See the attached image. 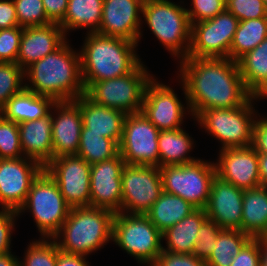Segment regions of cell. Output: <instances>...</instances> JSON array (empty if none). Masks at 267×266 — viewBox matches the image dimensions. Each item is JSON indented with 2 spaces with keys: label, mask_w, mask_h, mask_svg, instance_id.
Here are the masks:
<instances>
[{
  "label": "cell",
  "mask_w": 267,
  "mask_h": 266,
  "mask_svg": "<svg viewBox=\"0 0 267 266\" xmlns=\"http://www.w3.org/2000/svg\"><path fill=\"white\" fill-rule=\"evenodd\" d=\"M180 60L187 109L195 117L210 108L243 106L253 96L244 85L237 61L195 57Z\"/></svg>",
  "instance_id": "obj_1"
},
{
  "label": "cell",
  "mask_w": 267,
  "mask_h": 266,
  "mask_svg": "<svg viewBox=\"0 0 267 266\" xmlns=\"http://www.w3.org/2000/svg\"><path fill=\"white\" fill-rule=\"evenodd\" d=\"M24 76L31 83L24 85L26 90L55 102L75 100L85 94L80 53L72 50L67 41L25 69Z\"/></svg>",
  "instance_id": "obj_2"
},
{
  "label": "cell",
  "mask_w": 267,
  "mask_h": 266,
  "mask_svg": "<svg viewBox=\"0 0 267 266\" xmlns=\"http://www.w3.org/2000/svg\"><path fill=\"white\" fill-rule=\"evenodd\" d=\"M136 47L137 43L124 38L88 32L79 52L85 89L91 83L130 73L141 62Z\"/></svg>",
  "instance_id": "obj_3"
},
{
  "label": "cell",
  "mask_w": 267,
  "mask_h": 266,
  "mask_svg": "<svg viewBox=\"0 0 267 266\" xmlns=\"http://www.w3.org/2000/svg\"><path fill=\"white\" fill-rule=\"evenodd\" d=\"M114 216L103 208L73 207L53 239L61 251L87 256L112 240Z\"/></svg>",
  "instance_id": "obj_4"
},
{
  "label": "cell",
  "mask_w": 267,
  "mask_h": 266,
  "mask_svg": "<svg viewBox=\"0 0 267 266\" xmlns=\"http://www.w3.org/2000/svg\"><path fill=\"white\" fill-rule=\"evenodd\" d=\"M186 10L169 0H144L141 12L161 44L182 59L187 58L191 44V24Z\"/></svg>",
  "instance_id": "obj_5"
},
{
  "label": "cell",
  "mask_w": 267,
  "mask_h": 266,
  "mask_svg": "<svg viewBox=\"0 0 267 266\" xmlns=\"http://www.w3.org/2000/svg\"><path fill=\"white\" fill-rule=\"evenodd\" d=\"M152 76L140 62L130 73L91 83L85 95L93 102L122 111L126 115L141 112L144 93Z\"/></svg>",
  "instance_id": "obj_6"
},
{
  "label": "cell",
  "mask_w": 267,
  "mask_h": 266,
  "mask_svg": "<svg viewBox=\"0 0 267 266\" xmlns=\"http://www.w3.org/2000/svg\"><path fill=\"white\" fill-rule=\"evenodd\" d=\"M29 209L42 236L53 239L68 217L71 207L65 202L56 181L44 169L33 181L25 203L17 212Z\"/></svg>",
  "instance_id": "obj_7"
},
{
  "label": "cell",
  "mask_w": 267,
  "mask_h": 266,
  "mask_svg": "<svg viewBox=\"0 0 267 266\" xmlns=\"http://www.w3.org/2000/svg\"><path fill=\"white\" fill-rule=\"evenodd\" d=\"M112 240L141 264L150 266L163 251L162 233L146 214L115 213Z\"/></svg>",
  "instance_id": "obj_8"
},
{
  "label": "cell",
  "mask_w": 267,
  "mask_h": 266,
  "mask_svg": "<svg viewBox=\"0 0 267 266\" xmlns=\"http://www.w3.org/2000/svg\"><path fill=\"white\" fill-rule=\"evenodd\" d=\"M163 192L177 195L196 209H205L210 195L215 163L198 159L194 162L159 167Z\"/></svg>",
  "instance_id": "obj_9"
},
{
  "label": "cell",
  "mask_w": 267,
  "mask_h": 266,
  "mask_svg": "<svg viewBox=\"0 0 267 266\" xmlns=\"http://www.w3.org/2000/svg\"><path fill=\"white\" fill-rule=\"evenodd\" d=\"M252 96L243 106L236 108H210L201 111L195 118L220 140L222 149L248 147L252 145L254 109Z\"/></svg>",
  "instance_id": "obj_10"
},
{
  "label": "cell",
  "mask_w": 267,
  "mask_h": 266,
  "mask_svg": "<svg viewBox=\"0 0 267 266\" xmlns=\"http://www.w3.org/2000/svg\"><path fill=\"white\" fill-rule=\"evenodd\" d=\"M121 187L120 213L146 214L163 192L159 167L125 164Z\"/></svg>",
  "instance_id": "obj_11"
},
{
  "label": "cell",
  "mask_w": 267,
  "mask_h": 266,
  "mask_svg": "<svg viewBox=\"0 0 267 266\" xmlns=\"http://www.w3.org/2000/svg\"><path fill=\"white\" fill-rule=\"evenodd\" d=\"M239 20L225 10L211 19L191 24V44L187 57L229 58Z\"/></svg>",
  "instance_id": "obj_12"
},
{
  "label": "cell",
  "mask_w": 267,
  "mask_h": 266,
  "mask_svg": "<svg viewBox=\"0 0 267 266\" xmlns=\"http://www.w3.org/2000/svg\"><path fill=\"white\" fill-rule=\"evenodd\" d=\"M159 133L142 112L126 115L119 144L125 164L159 167Z\"/></svg>",
  "instance_id": "obj_13"
},
{
  "label": "cell",
  "mask_w": 267,
  "mask_h": 266,
  "mask_svg": "<svg viewBox=\"0 0 267 266\" xmlns=\"http://www.w3.org/2000/svg\"><path fill=\"white\" fill-rule=\"evenodd\" d=\"M44 169L56 181L65 202L71 207L90 206L91 165L77 155L53 158Z\"/></svg>",
  "instance_id": "obj_14"
},
{
  "label": "cell",
  "mask_w": 267,
  "mask_h": 266,
  "mask_svg": "<svg viewBox=\"0 0 267 266\" xmlns=\"http://www.w3.org/2000/svg\"><path fill=\"white\" fill-rule=\"evenodd\" d=\"M43 170L40 163L30 158L0 159V205L3 210L18 212L33 181Z\"/></svg>",
  "instance_id": "obj_15"
},
{
  "label": "cell",
  "mask_w": 267,
  "mask_h": 266,
  "mask_svg": "<svg viewBox=\"0 0 267 266\" xmlns=\"http://www.w3.org/2000/svg\"><path fill=\"white\" fill-rule=\"evenodd\" d=\"M125 162L120 154L112 159L91 165L90 206L121 211V173Z\"/></svg>",
  "instance_id": "obj_16"
},
{
  "label": "cell",
  "mask_w": 267,
  "mask_h": 266,
  "mask_svg": "<svg viewBox=\"0 0 267 266\" xmlns=\"http://www.w3.org/2000/svg\"><path fill=\"white\" fill-rule=\"evenodd\" d=\"M184 106L173 89L151 79L146 86L141 112L160 131L181 128Z\"/></svg>",
  "instance_id": "obj_17"
},
{
  "label": "cell",
  "mask_w": 267,
  "mask_h": 266,
  "mask_svg": "<svg viewBox=\"0 0 267 266\" xmlns=\"http://www.w3.org/2000/svg\"><path fill=\"white\" fill-rule=\"evenodd\" d=\"M244 190L224 181L219 176L213 178L205 212L209 220L222 229L241 230Z\"/></svg>",
  "instance_id": "obj_18"
},
{
  "label": "cell",
  "mask_w": 267,
  "mask_h": 266,
  "mask_svg": "<svg viewBox=\"0 0 267 266\" xmlns=\"http://www.w3.org/2000/svg\"><path fill=\"white\" fill-rule=\"evenodd\" d=\"M216 175L243 190L261 185L258 153L251 147L220 150Z\"/></svg>",
  "instance_id": "obj_19"
},
{
  "label": "cell",
  "mask_w": 267,
  "mask_h": 266,
  "mask_svg": "<svg viewBox=\"0 0 267 266\" xmlns=\"http://www.w3.org/2000/svg\"><path fill=\"white\" fill-rule=\"evenodd\" d=\"M144 0H104L98 34L119 37L134 43L141 38V20ZM139 12V13H138Z\"/></svg>",
  "instance_id": "obj_20"
},
{
  "label": "cell",
  "mask_w": 267,
  "mask_h": 266,
  "mask_svg": "<svg viewBox=\"0 0 267 266\" xmlns=\"http://www.w3.org/2000/svg\"><path fill=\"white\" fill-rule=\"evenodd\" d=\"M52 108L58 111L52 119L53 158L76 155L83 126L80 100L57 101Z\"/></svg>",
  "instance_id": "obj_21"
},
{
  "label": "cell",
  "mask_w": 267,
  "mask_h": 266,
  "mask_svg": "<svg viewBox=\"0 0 267 266\" xmlns=\"http://www.w3.org/2000/svg\"><path fill=\"white\" fill-rule=\"evenodd\" d=\"M66 41V36L59 24L25 27L20 39L16 64L23 70L33 63L53 53Z\"/></svg>",
  "instance_id": "obj_22"
},
{
  "label": "cell",
  "mask_w": 267,
  "mask_h": 266,
  "mask_svg": "<svg viewBox=\"0 0 267 266\" xmlns=\"http://www.w3.org/2000/svg\"><path fill=\"white\" fill-rule=\"evenodd\" d=\"M83 126L87 133L102 134L105 138L114 140L118 145L123 135V125L126 114L122 111L99 105L85 94L78 97Z\"/></svg>",
  "instance_id": "obj_23"
},
{
  "label": "cell",
  "mask_w": 267,
  "mask_h": 266,
  "mask_svg": "<svg viewBox=\"0 0 267 266\" xmlns=\"http://www.w3.org/2000/svg\"><path fill=\"white\" fill-rule=\"evenodd\" d=\"M23 156L45 167L53 159L51 113L34 121L18 124Z\"/></svg>",
  "instance_id": "obj_24"
},
{
  "label": "cell",
  "mask_w": 267,
  "mask_h": 266,
  "mask_svg": "<svg viewBox=\"0 0 267 266\" xmlns=\"http://www.w3.org/2000/svg\"><path fill=\"white\" fill-rule=\"evenodd\" d=\"M54 103L52 98L37 95L24 88L8 100L0 110V114L5 119L17 124L34 121L47 116Z\"/></svg>",
  "instance_id": "obj_25"
},
{
  "label": "cell",
  "mask_w": 267,
  "mask_h": 266,
  "mask_svg": "<svg viewBox=\"0 0 267 266\" xmlns=\"http://www.w3.org/2000/svg\"><path fill=\"white\" fill-rule=\"evenodd\" d=\"M242 205L241 231L252 238L267 236V187L244 190Z\"/></svg>",
  "instance_id": "obj_26"
},
{
  "label": "cell",
  "mask_w": 267,
  "mask_h": 266,
  "mask_svg": "<svg viewBox=\"0 0 267 266\" xmlns=\"http://www.w3.org/2000/svg\"><path fill=\"white\" fill-rule=\"evenodd\" d=\"M207 219L204 209H195L180 222L165 230L162 233V239H166L167 248L163 247V250L179 254H192L197 241V233Z\"/></svg>",
  "instance_id": "obj_27"
},
{
  "label": "cell",
  "mask_w": 267,
  "mask_h": 266,
  "mask_svg": "<svg viewBox=\"0 0 267 266\" xmlns=\"http://www.w3.org/2000/svg\"><path fill=\"white\" fill-rule=\"evenodd\" d=\"M196 208L177 195L162 192L146 213L150 221L163 233L187 217Z\"/></svg>",
  "instance_id": "obj_28"
},
{
  "label": "cell",
  "mask_w": 267,
  "mask_h": 266,
  "mask_svg": "<svg viewBox=\"0 0 267 266\" xmlns=\"http://www.w3.org/2000/svg\"><path fill=\"white\" fill-rule=\"evenodd\" d=\"M104 0H68L63 21L59 24L64 34L68 30L89 28V33H97L102 20Z\"/></svg>",
  "instance_id": "obj_29"
},
{
  "label": "cell",
  "mask_w": 267,
  "mask_h": 266,
  "mask_svg": "<svg viewBox=\"0 0 267 266\" xmlns=\"http://www.w3.org/2000/svg\"><path fill=\"white\" fill-rule=\"evenodd\" d=\"M192 139L182 129L160 131L158 136L159 167L183 165L198 159L186 156L192 149Z\"/></svg>",
  "instance_id": "obj_30"
},
{
  "label": "cell",
  "mask_w": 267,
  "mask_h": 266,
  "mask_svg": "<svg viewBox=\"0 0 267 266\" xmlns=\"http://www.w3.org/2000/svg\"><path fill=\"white\" fill-rule=\"evenodd\" d=\"M237 62L246 89L255 96L267 83V37Z\"/></svg>",
  "instance_id": "obj_31"
},
{
  "label": "cell",
  "mask_w": 267,
  "mask_h": 266,
  "mask_svg": "<svg viewBox=\"0 0 267 266\" xmlns=\"http://www.w3.org/2000/svg\"><path fill=\"white\" fill-rule=\"evenodd\" d=\"M267 37V17L239 21L229 52V58L238 61L256 48Z\"/></svg>",
  "instance_id": "obj_32"
},
{
  "label": "cell",
  "mask_w": 267,
  "mask_h": 266,
  "mask_svg": "<svg viewBox=\"0 0 267 266\" xmlns=\"http://www.w3.org/2000/svg\"><path fill=\"white\" fill-rule=\"evenodd\" d=\"M119 154V145L102 134L87 133L82 126L77 156L82 157L90 165L106 161Z\"/></svg>",
  "instance_id": "obj_33"
},
{
  "label": "cell",
  "mask_w": 267,
  "mask_h": 266,
  "mask_svg": "<svg viewBox=\"0 0 267 266\" xmlns=\"http://www.w3.org/2000/svg\"><path fill=\"white\" fill-rule=\"evenodd\" d=\"M252 237L241 230L223 229L217 239L216 246L206 266H230L233 258Z\"/></svg>",
  "instance_id": "obj_34"
},
{
  "label": "cell",
  "mask_w": 267,
  "mask_h": 266,
  "mask_svg": "<svg viewBox=\"0 0 267 266\" xmlns=\"http://www.w3.org/2000/svg\"><path fill=\"white\" fill-rule=\"evenodd\" d=\"M24 70L16 63L0 62V110L24 89Z\"/></svg>",
  "instance_id": "obj_35"
},
{
  "label": "cell",
  "mask_w": 267,
  "mask_h": 266,
  "mask_svg": "<svg viewBox=\"0 0 267 266\" xmlns=\"http://www.w3.org/2000/svg\"><path fill=\"white\" fill-rule=\"evenodd\" d=\"M43 238L30 243L24 261H19V266H56L57 252L60 249L54 239L49 242Z\"/></svg>",
  "instance_id": "obj_36"
},
{
  "label": "cell",
  "mask_w": 267,
  "mask_h": 266,
  "mask_svg": "<svg viewBox=\"0 0 267 266\" xmlns=\"http://www.w3.org/2000/svg\"><path fill=\"white\" fill-rule=\"evenodd\" d=\"M20 27L45 26L48 20L42 0H13Z\"/></svg>",
  "instance_id": "obj_37"
},
{
  "label": "cell",
  "mask_w": 267,
  "mask_h": 266,
  "mask_svg": "<svg viewBox=\"0 0 267 266\" xmlns=\"http://www.w3.org/2000/svg\"><path fill=\"white\" fill-rule=\"evenodd\" d=\"M22 153L18 124L0 114V159H17Z\"/></svg>",
  "instance_id": "obj_38"
},
{
  "label": "cell",
  "mask_w": 267,
  "mask_h": 266,
  "mask_svg": "<svg viewBox=\"0 0 267 266\" xmlns=\"http://www.w3.org/2000/svg\"><path fill=\"white\" fill-rule=\"evenodd\" d=\"M223 229L214 221L207 219L197 233L192 255L206 261L216 246V239Z\"/></svg>",
  "instance_id": "obj_39"
},
{
  "label": "cell",
  "mask_w": 267,
  "mask_h": 266,
  "mask_svg": "<svg viewBox=\"0 0 267 266\" xmlns=\"http://www.w3.org/2000/svg\"><path fill=\"white\" fill-rule=\"evenodd\" d=\"M226 10L239 21L267 17L263 0H226Z\"/></svg>",
  "instance_id": "obj_40"
},
{
  "label": "cell",
  "mask_w": 267,
  "mask_h": 266,
  "mask_svg": "<svg viewBox=\"0 0 267 266\" xmlns=\"http://www.w3.org/2000/svg\"><path fill=\"white\" fill-rule=\"evenodd\" d=\"M23 27L0 29V62L16 63Z\"/></svg>",
  "instance_id": "obj_41"
},
{
  "label": "cell",
  "mask_w": 267,
  "mask_h": 266,
  "mask_svg": "<svg viewBox=\"0 0 267 266\" xmlns=\"http://www.w3.org/2000/svg\"><path fill=\"white\" fill-rule=\"evenodd\" d=\"M192 4V10H186L190 24L214 18L226 10V0H192Z\"/></svg>",
  "instance_id": "obj_42"
},
{
  "label": "cell",
  "mask_w": 267,
  "mask_h": 266,
  "mask_svg": "<svg viewBox=\"0 0 267 266\" xmlns=\"http://www.w3.org/2000/svg\"><path fill=\"white\" fill-rule=\"evenodd\" d=\"M151 266H206V262L192 254L162 251Z\"/></svg>",
  "instance_id": "obj_43"
},
{
  "label": "cell",
  "mask_w": 267,
  "mask_h": 266,
  "mask_svg": "<svg viewBox=\"0 0 267 266\" xmlns=\"http://www.w3.org/2000/svg\"><path fill=\"white\" fill-rule=\"evenodd\" d=\"M260 238H251L233 258L230 266H260Z\"/></svg>",
  "instance_id": "obj_44"
},
{
  "label": "cell",
  "mask_w": 267,
  "mask_h": 266,
  "mask_svg": "<svg viewBox=\"0 0 267 266\" xmlns=\"http://www.w3.org/2000/svg\"><path fill=\"white\" fill-rule=\"evenodd\" d=\"M0 211V255L10 253L11 234L14 228V220L19 215L16 211Z\"/></svg>",
  "instance_id": "obj_45"
},
{
  "label": "cell",
  "mask_w": 267,
  "mask_h": 266,
  "mask_svg": "<svg viewBox=\"0 0 267 266\" xmlns=\"http://www.w3.org/2000/svg\"><path fill=\"white\" fill-rule=\"evenodd\" d=\"M251 147L257 153H267V117L255 120Z\"/></svg>",
  "instance_id": "obj_46"
},
{
  "label": "cell",
  "mask_w": 267,
  "mask_h": 266,
  "mask_svg": "<svg viewBox=\"0 0 267 266\" xmlns=\"http://www.w3.org/2000/svg\"><path fill=\"white\" fill-rule=\"evenodd\" d=\"M48 20L60 24L65 16L68 0H42Z\"/></svg>",
  "instance_id": "obj_47"
},
{
  "label": "cell",
  "mask_w": 267,
  "mask_h": 266,
  "mask_svg": "<svg viewBox=\"0 0 267 266\" xmlns=\"http://www.w3.org/2000/svg\"><path fill=\"white\" fill-rule=\"evenodd\" d=\"M19 26L13 0H0V29Z\"/></svg>",
  "instance_id": "obj_48"
},
{
  "label": "cell",
  "mask_w": 267,
  "mask_h": 266,
  "mask_svg": "<svg viewBox=\"0 0 267 266\" xmlns=\"http://www.w3.org/2000/svg\"><path fill=\"white\" fill-rule=\"evenodd\" d=\"M86 256L66 253L61 250L57 252L56 266H89Z\"/></svg>",
  "instance_id": "obj_49"
},
{
  "label": "cell",
  "mask_w": 267,
  "mask_h": 266,
  "mask_svg": "<svg viewBox=\"0 0 267 266\" xmlns=\"http://www.w3.org/2000/svg\"><path fill=\"white\" fill-rule=\"evenodd\" d=\"M261 186L267 187V153H258Z\"/></svg>",
  "instance_id": "obj_50"
},
{
  "label": "cell",
  "mask_w": 267,
  "mask_h": 266,
  "mask_svg": "<svg viewBox=\"0 0 267 266\" xmlns=\"http://www.w3.org/2000/svg\"><path fill=\"white\" fill-rule=\"evenodd\" d=\"M0 266H19V260L11 252L0 255Z\"/></svg>",
  "instance_id": "obj_51"
},
{
  "label": "cell",
  "mask_w": 267,
  "mask_h": 266,
  "mask_svg": "<svg viewBox=\"0 0 267 266\" xmlns=\"http://www.w3.org/2000/svg\"><path fill=\"white\" fill-rule=\"evenodd\" d=\"M260 266H267V236L260 238Z\"/></svg>",
  "instance_id": "obj_52"
},
{
  "label": "cell",
  "mask_w": 267,
  "mask_h": 266,
  "mask_svg": "<svg viewBox=\"0 0 267 266\" xmlns=\"http://www.w3.org/2000/svg\"><path fill=\"white\" fill-rule=\"evenodd\" d=\"M255 97V100L256 99H262V97H267V83L266 85L254 96Z\"/></svg>",
  "instance_id": "obj_53"
},
{
  "label": "cell",
  "mask_w": 267,
  "mask_h": 266,
  "mask_svg": "<svg viewBox=\"0 0 267 266\" xmlns=\"http://www.w3.org/2000/svg\"><path fill=\"white\" fill-rule=\"evenodd\" d=\"M263 1H264V4H265L266 8H267V0H263Z\"/></svg>",
  "instance_id": "obj_54"
}]
</instances>
